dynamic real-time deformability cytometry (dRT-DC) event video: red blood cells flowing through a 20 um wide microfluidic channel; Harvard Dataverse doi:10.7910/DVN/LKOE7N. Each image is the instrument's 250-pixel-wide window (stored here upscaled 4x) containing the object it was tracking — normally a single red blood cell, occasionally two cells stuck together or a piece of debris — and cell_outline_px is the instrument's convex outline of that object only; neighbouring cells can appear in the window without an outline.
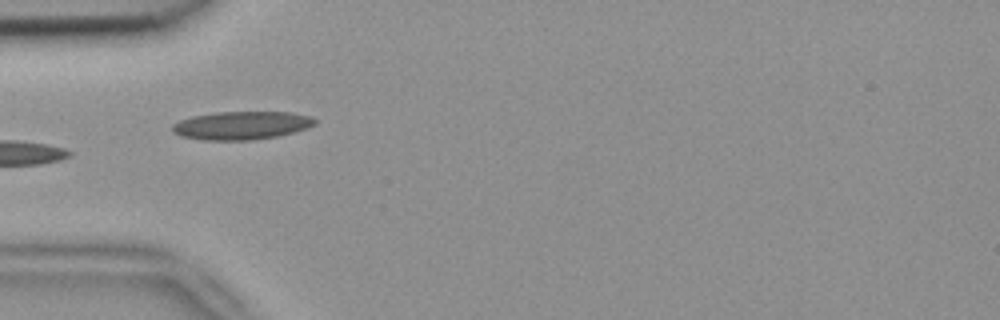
{"species": "common noctule bat (a hibernating species)", "species_latin": "Nyctalus noctula", "temperature_condition": "room temperature", "stored_images_in_passage": 7, "camera_frame_rate_fps": 3000, "um_per_image_px": 0.085, "animal": {"sex": "female", "body_mass_g": 18.4}, "frame": {"image": 1, "passage_image": 5, "time_ms": 1.333, "image_size_px": [1000, 320], "cell_outline_px": [[316, 124], [308, 128], [276, 136], [252, 140], [204, 140], [180, 136], [172, 132], [172, 124], [180, 120], [192, 116], [216, 112], [292, 112], [312, 116], [316, 120]], "centroid_in_image_um": [20.53, 10.65], "position_along_channel_um": 64.5, "area_um2": 23.52}}